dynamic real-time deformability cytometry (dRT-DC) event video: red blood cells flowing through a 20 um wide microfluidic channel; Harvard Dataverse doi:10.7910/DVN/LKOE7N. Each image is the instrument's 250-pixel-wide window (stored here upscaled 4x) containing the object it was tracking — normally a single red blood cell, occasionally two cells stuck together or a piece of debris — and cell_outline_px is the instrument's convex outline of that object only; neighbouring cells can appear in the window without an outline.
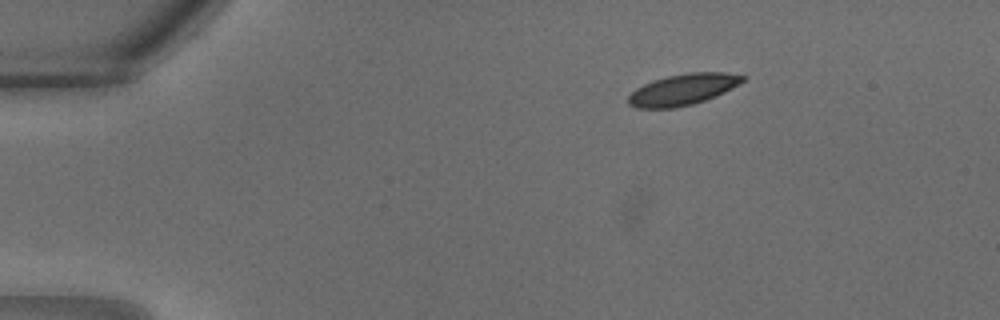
{"species": "common noctule bat (a hibernating species)", "species_latin": "Nyctalus noctula", "temperature_condition": "warm", "stored_images_in_passage": 7, "camera_frame_rate_fps": 3000, "um_per_image_px": 0.085, "animal": {"sex": "male", "body_mass_g": 18.8}, "frame": {"image": 1, "passage_image": 7, "time_ms": 2.0, "image_size_px": [1000, 320], "cell_outline_px": [[748, 76], [740, 84], [716, 96], [692, 104], [672, 108], [636, 108], [628, 104], [628, 96], [636, 88], [652, 80], [668, 76], [688, 72], [724, 72]], "centroid_in_image_um": [58.05, 7.6], "position_along_channel_um": 26.9, "area_um2": 20.81}}